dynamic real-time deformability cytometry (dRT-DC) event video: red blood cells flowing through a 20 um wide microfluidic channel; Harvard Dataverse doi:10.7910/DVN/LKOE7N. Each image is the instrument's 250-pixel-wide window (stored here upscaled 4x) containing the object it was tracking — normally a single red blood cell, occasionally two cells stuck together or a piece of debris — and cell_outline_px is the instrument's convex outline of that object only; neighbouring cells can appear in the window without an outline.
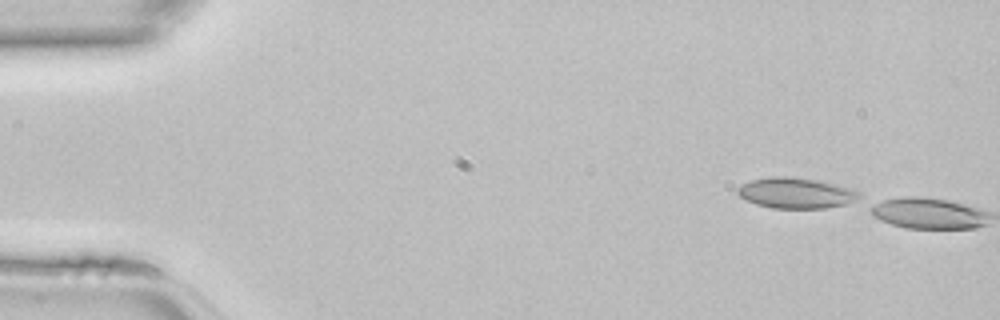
{"species": "common noctule bat (a hibernating species)", "species_latin": "Nyctalus noctula", "temperature_condition": "room temperature", "stored_images_in_passage": 2, "camera_frame_rate_fps": 3000, "um_per_image_px": 0.085, "animal": {"sex": "female", "body_mass_g": 22.7, "forearm_length_mm": 54.2}, "frame": {"image": 1, "passage_image": 1, "time_ms": 0.0, "image_size_px": [1000, 320], "cell_outline_px": [[860, 200], [844, 204], [824, 208], [772, 208], [756, 204], [744, 200], [736, 192], [736, 188], [752, 180], [772, 176], [788, 176], [816, 180], [852, 188], [860, 192]], "centroid_in_image_um": [67.66, 16.41], "position_along_channel_um": 17.3, "area_um2": 21.73}}